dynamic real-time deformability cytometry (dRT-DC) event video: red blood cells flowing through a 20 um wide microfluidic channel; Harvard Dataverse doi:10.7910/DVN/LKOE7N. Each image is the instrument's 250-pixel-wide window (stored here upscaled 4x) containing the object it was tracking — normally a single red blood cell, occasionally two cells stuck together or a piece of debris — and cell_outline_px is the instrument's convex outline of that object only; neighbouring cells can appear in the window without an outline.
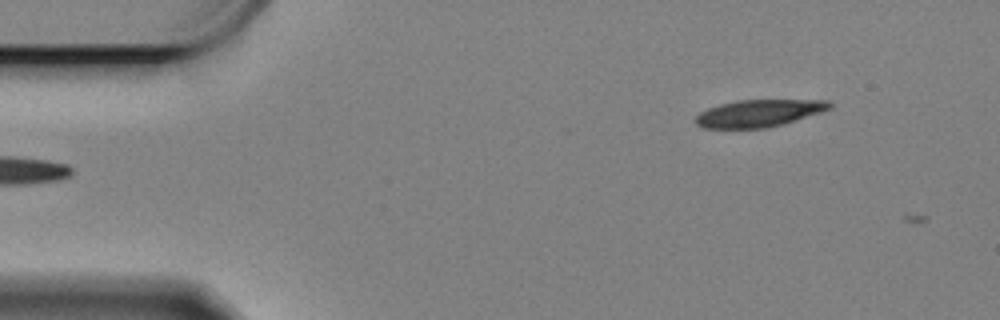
{"species": "Egyptian fruit bat (a non-hibernating species)", "species_latin": "Rousettus aegyptiacus", "temperature_condition": "cold", "stored_images_in_passage": 3, "camera_frame_rate_fps": 3000, "um_per_image_px": 0.085, "animal": {"sex": "female"}, "frame": {"image": 1, "passage_image": 2, "time_ms": 0.333, "image_size_px": [1000, 320], "cell_outline_px": [[832, 108], [784, 124], [768, 128], [704, 128], [696, 124], [696, 116], [700, 112], [708, 108], [720, 104], [736, 100], [828, 100], [832, 104]], "centroid_in_image_um": [64.51, 9.62], "position_along_channel_um": 20.5, "area_um2": 21.21}}